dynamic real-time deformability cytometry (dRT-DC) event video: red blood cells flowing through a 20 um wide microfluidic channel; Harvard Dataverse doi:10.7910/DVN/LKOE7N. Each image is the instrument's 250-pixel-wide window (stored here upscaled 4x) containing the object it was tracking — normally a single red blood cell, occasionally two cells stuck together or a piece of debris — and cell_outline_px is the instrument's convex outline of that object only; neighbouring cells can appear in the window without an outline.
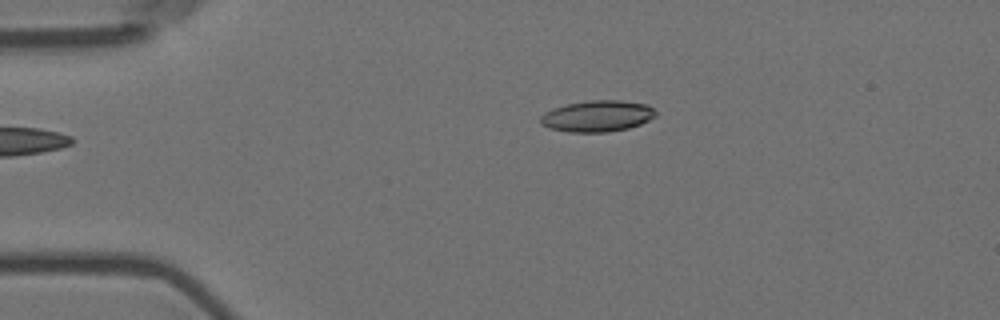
{"species": "Egyptian fruit bat (a non-hibernating species)", "species_latin": "Rousettus aegyptiacus", "temperature_condition": "room temperature", "stored_images_in_passage": 4, "camera_frame_rate_fps": 3000, "um_per_image_px": 0.085, "animal": {"sex": "female"}, "frame": {"image": 1, "passage_image": 1, "time_ms": 0.0, "image_size_px": [1000, 320], "cell_outline_px": [[656, 116], [640, 124], [628, 128], [608, 132], [568, 132], [548, 128], [540, 124], [540, 116], [544, 112], [568, 104], [592, 100], [620, 100], [648, 104], [656, 112]], "centroid_in_image_um": [50.77, 9.87], "position_along_channel_um": 34.2, "area_um2": 20.98}}
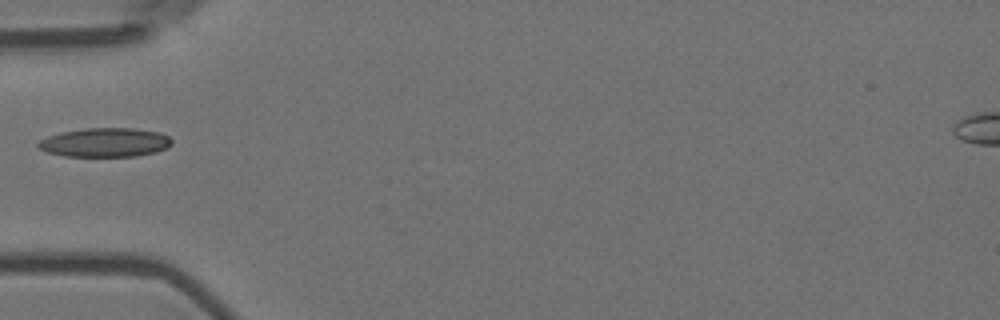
{"frame": {"image": 2, "passage_image": 3, "time_ms": 0.667, "image_size_px": [1000, 320], "cell_outline_px": [[172, 144], [168, 148], [156, 152], [136, 156], [64, 156], [48, 152], [40, 148], [36, 144], [40, 140], [48, 136], [64, 132], [84, 128], [132, 128], [160, 132], [168, 136], [172, 140]], "centroid_in_image_um": [8.97, 12.11], "position_along_channel_um": 76.0, "area_um2": 22.54}}
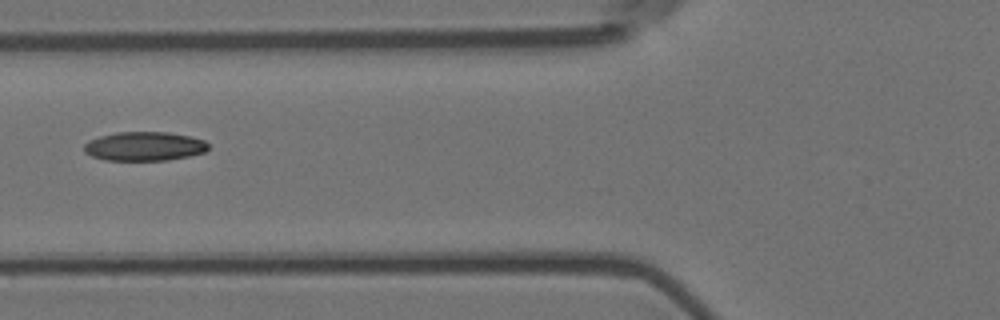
{"frame": {"image": 3, "passage_image": 4, "time_ms": 1.0, "image_size_px": [1000, 320], "cell_outline_px": [[208, 148], [204, 152], [188, 156], [168, 160], [104, 160], [92, 156], [84, 152], [84, 144], [88, 140], [100, 136], [116, 132], [168, 132], [192, 136], [204, 140], [208, 144]], "centroid_in_image_um": [12.26, 12.43], "position_along_channel_um": 113.5, "area_um2": 21.1}}